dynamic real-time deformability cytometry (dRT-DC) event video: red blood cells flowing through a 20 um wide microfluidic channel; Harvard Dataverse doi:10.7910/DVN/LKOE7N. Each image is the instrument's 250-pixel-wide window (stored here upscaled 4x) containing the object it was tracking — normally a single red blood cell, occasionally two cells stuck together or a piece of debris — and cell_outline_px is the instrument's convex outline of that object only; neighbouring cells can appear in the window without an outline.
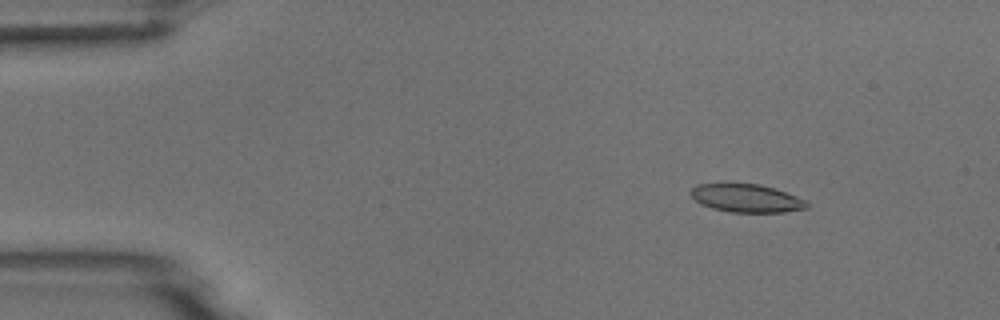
{"species": "common noctule bat (a hibernating species)", "species_latin": "Nyctalus noctula", "temperature_condition": "room temperature", "stored_images_in_passage": 7, "camera_frame_rate_fps": 3000, "um_per_image_px": 0.085, "animal": {"sex": "male", "body_mass_g": 18.8}, "frame": {"image": 1, "passage_image": 2, "time_ms": 1.333, "image_size_px": [1000, 320], "cell_outline_px": [[808, 208], [784, 212], [732, 212], [712, 208], [700, 204], [688, 192], [696, 184], [760, 184], [796, 196], [804, 200], [808, 204]], "centroid_in_image_um": [63.42, 16.85], "position_along_channel_um": 21.6, "area_um2": 18.79}}
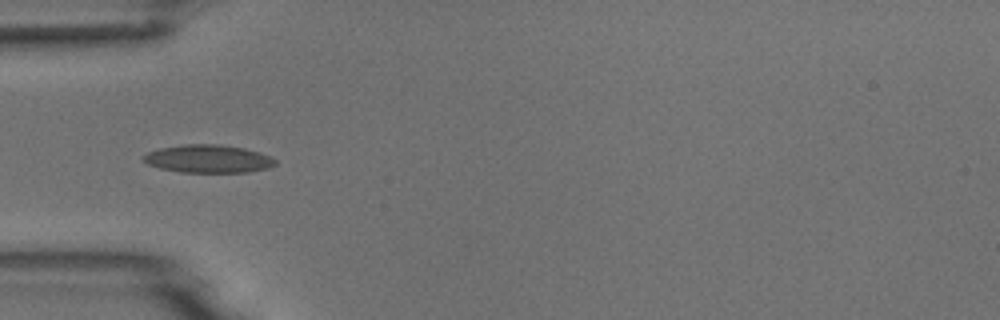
{"frame": {"image": 2, "passage_image": 5, "time_ms": 4.667, "image_size_px": [1000, 320], "cell_outline_px": [[276, 164], [268, 168], [248, 172], [180, 172], [160, 168], [148, 164], [140, 160], [140, 156], [148, 152], [160, 148], [184, 144], [220, 144], [244, 148], [260, 152], [276, 160]], "centroid_in_image_um": [17.66, 13.49], "position_along_channel_um": 67.3, "area_um2": 21.62}}